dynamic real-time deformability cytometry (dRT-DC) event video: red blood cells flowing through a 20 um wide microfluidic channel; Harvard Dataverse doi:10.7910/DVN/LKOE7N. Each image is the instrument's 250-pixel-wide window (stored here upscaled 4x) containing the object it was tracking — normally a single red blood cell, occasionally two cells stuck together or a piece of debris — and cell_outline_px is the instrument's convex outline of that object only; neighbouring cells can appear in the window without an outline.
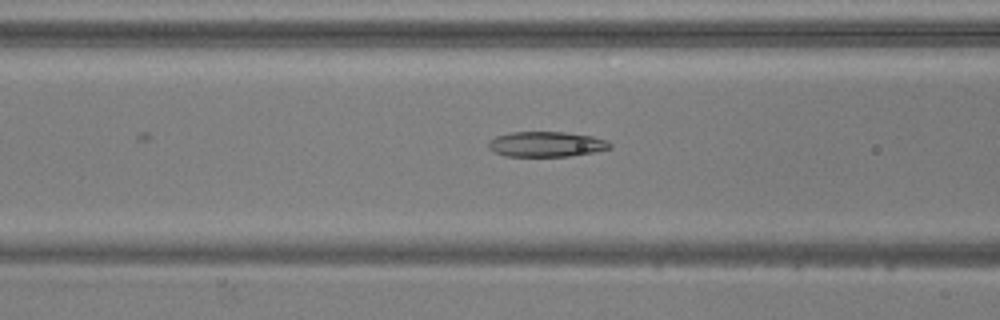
{"species": "common noctule bat (a hibernating species)", "species_latin": "Nyctalus noctula", "temperature_condition": "warm", "stored_images_in_passage": 40, "camera_frame_rate_fps": 3000, "um_per_image_px": 0.085, "animal": {"sex": "male", "body_mass_g": 20.5, "forearm_length_mm": 52.5}, "frame": {"image": 1, "passage_image": 22, "time_ms": 7.0, "image_size_px": [1000, 320], "cell_outline_px": [[612, 148], [592, 152], [568, 156], [504, 156], [492, 152], [488, 148], [488, 144], [496, 136], [512, 132], [564, 132], [592, 136], [608, 140], [612, 144]], "centroid_in_image_um": [46.44, 12.26], "position_along_channel_um": 120.2, "area_um2": 17.86}}
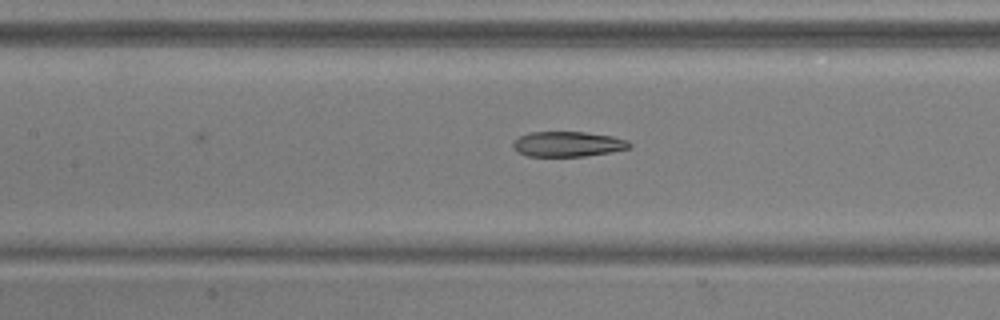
{"frame": {"image": 2, "passage_image": 25, "time_ms": 8.0, "image_size_px": [1000, 320], "cell_outline_px": [[632, 144], [628, 148], [612, 152], [584, 156], [528, 156], [516, 152], [512, 144], [520, 136], [528, 132], [584, 132], [612, 136], [628, 140]], "centroid_in_image_um": [48.26, 12.25], "position_along_channel_um": 159.1, "area_um2": 17.05}}
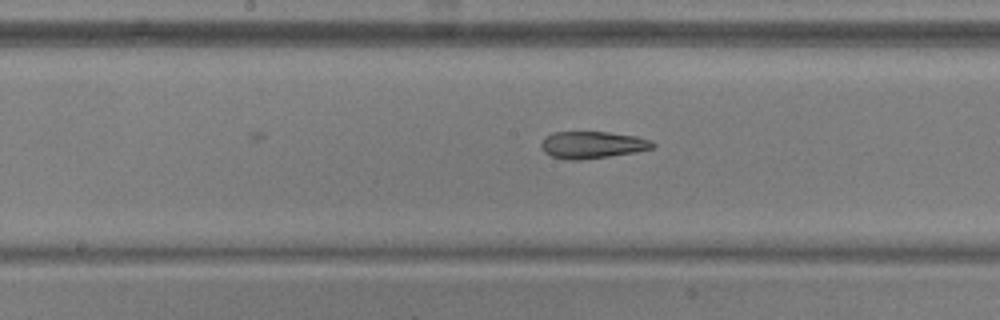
{"frame": {"image": 3, "passage_image": 28, "time_ms": 9.0, "image_size_px": [1000, 320], "cell_outline_px": [[656, 144], [652, 148], [636, 152], [608, 156], [576, 160], [568, 160], [552, 156], [544, 152], [540, 148], [540, 144], [552, 132], [608, 132], [636, 136], [652, 140]], "centroid_in_image_um": [50.36, 12.31], "position_along_channel_um": 197.8, "area_um2": 17.46}}